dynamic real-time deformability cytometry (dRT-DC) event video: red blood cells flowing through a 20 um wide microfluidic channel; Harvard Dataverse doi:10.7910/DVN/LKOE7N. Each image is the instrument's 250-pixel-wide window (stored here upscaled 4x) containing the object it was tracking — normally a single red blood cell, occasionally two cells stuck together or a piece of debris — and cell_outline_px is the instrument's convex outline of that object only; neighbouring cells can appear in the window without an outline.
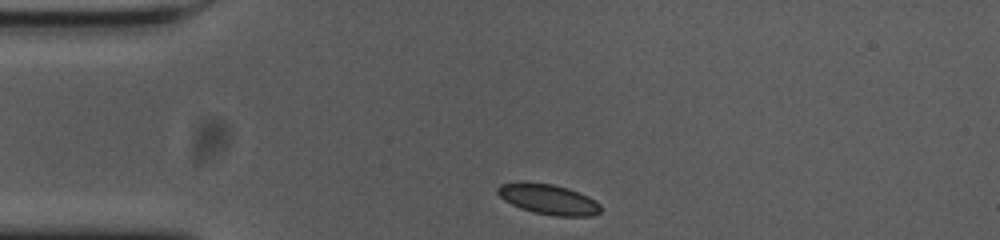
{"species": "common noctule bat (a hibernating species)", "species_latin": "Nyctalus noctula", "temperature_condition": "cold", "stored_images_in_passage": 34, "camera_frame_rate_fps": 3000, "um_per_image_px": 0.085, "animal": {"sex": "female", "body_mass_g": 23.0, "forearm_length_mm": 53.4}, "frame": {"image": 1, "passage_image": 1, "time_ms": 0.0, "image_size_px": [1000, 240], "cell_outline_px": [[600, 212], [592, 216], [552, 216], [532, 212], [520, 208], [504, 200], [496, 192], [496, 188], [500, 184], [516, 180], [524, 180], [552, 184], [568, 188], [588, 196], [596, 200], [600, 204]], "centroid_in_image_um": [46.56, 16.91], "position_along_channel_um": 38.4, "area_um2": 18.67}}
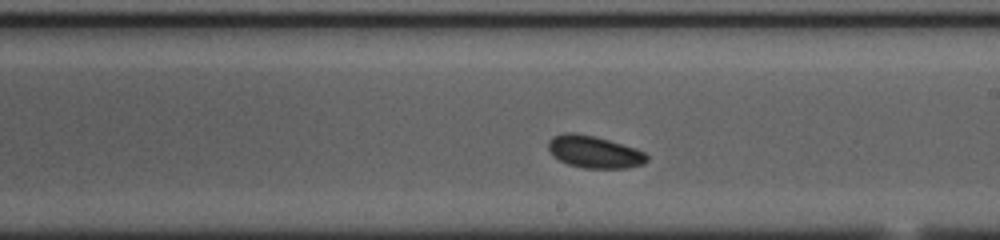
{"frame": {"image": 2, "passage_image": 20, "time_ms": 6.333, "image_size_px": [1000, 240], "cell_outline_px": [[648, 160], [644, 164], [628, 168], [584, 168], [568, 164], [552, 156], [548, 148], [548, 144], [552, 136], [564, 132], [576, 132], [596, 136], [636, 148], [644, 152], [648, 156]], "centroid_in_image_um": [50.51, 12.9], "position_along_channel_um": 238.5, "area_um2": 18.73}}
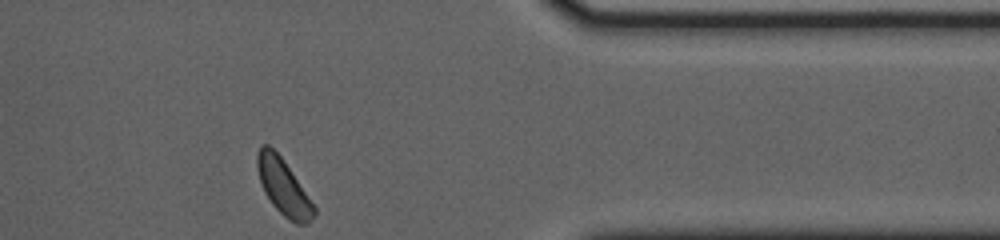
{"frame": {"image": 3, "passage_image": 34, "time_ms": 11.0, "image_size_px": [1000, 240], "cell_outline_px": [[316, 216], [308, 224], [296, 224], [288, 220], [272, 204], [264, 192], [260, 184], [256, 168], [256, 152], [260, 144], [268, 144], [284, 160], [316, 208]], "centroid_in_image_um": [24.07, 15.89], "position_along_channel_um": 387.3, "area_um2": 18.73}, "authors_computed_cell_mechanics": {"area_um2": 18.4382, "velocity_mm_per_s": 3.6263, "shape_relaxation_time_tau1_ms": 2.0286, "shape_relaxation_time_tau2_ms": null, "deformation_change_tau1": 0.0548, "deformation_change_tau2": null}}